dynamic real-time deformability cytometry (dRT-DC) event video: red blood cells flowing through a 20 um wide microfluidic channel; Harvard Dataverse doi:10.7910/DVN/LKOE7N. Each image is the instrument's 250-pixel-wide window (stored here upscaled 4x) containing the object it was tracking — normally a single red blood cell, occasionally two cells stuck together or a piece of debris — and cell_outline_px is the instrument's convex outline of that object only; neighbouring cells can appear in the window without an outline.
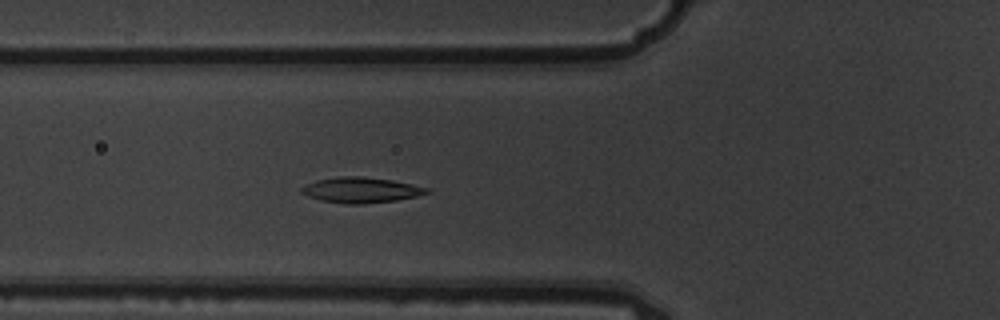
{"species": "common noctule bat (a hibernating species)", "species_latin": "Nyctalus noctula", "temperature_condition": "warm", "stored_images_in_passage": 5, "camera_frame_rate_fps": 3000, "um_per_image_px": 0.085, "animal": {"sex": "male", "body_mass_g": 19.5, "forearm_length_mm": 54.6}, "frame": {"image": 1, "passage_image": 5, "time_ms": 1.333, "image_size_px": [1000, 320], "cell_outline_px": [[432, 192], [416, 196], [396, 200], [364, 204], [344, 204], [320, 200], [308, 196], [300, 192], [300, 188], [316, 180], [340, 176], [360, 176], [392, 180], [412, 184], [428, 188]], "centroid_in_image_um": [30.68, 16.15], "position_along_channel_um": 95.1, "area_um2": 18.61}}